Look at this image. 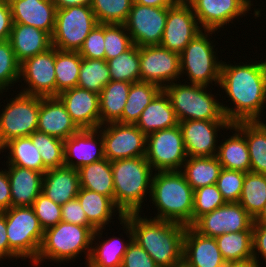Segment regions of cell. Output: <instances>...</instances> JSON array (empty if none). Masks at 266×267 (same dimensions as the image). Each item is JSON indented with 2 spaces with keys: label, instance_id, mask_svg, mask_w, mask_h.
Returning a JSON list of instances; mask_svg holds the SVG:
<instances>
[{
  "label": "cell",
  "instance_id": "1",
  "mask_svg": "<svg viewBox=\"0 0 266 267\" xmlns=\"http://www.w3.org/2000/svg\"><path fill=\"white\" fill-rule=\"evenodd\" d=\"M250 63L233 65L222 61L221 64L218 86L225 91L228 102L232 101L230 106L223 102L221 106L231 124L260 121L266 107V59Z\"/></svg>",
  "mask_w": 266,
  "mask_h": 267
},
{
  "label": "cell",
  "instance_id": "2",
  "mask_svg": "<svg viewBox=\"0 0 266 267\" xmlns=\"http://www.w3.org/2000/svg\"><path fill=\"white\" fill-rule=\"evenodd\" d=\"M145 213H128L135 240L155 261L158 267H177L183 264V238L186 225L173 221L147 218Z\"/></svg>",
  "mask_w": 266,
  "mask_h": 267
},
{
  "label": "cell",
  "instance_id": "3",
  "mask_svg": "<svg viewBox=\"0 0 266 267\" xmlns=\"http://www.w3.org/2000/svg\"><path fill=\"white\" fill-rule=\"evenodd\" d=\"M150 200L157 210L153 219L192 226L194 190L181 171L154 172Z\"/></svg>",
  "mask_w": 266,
  "mask_h": 267
},
{
  "label": "cell",
  "instance_id": "4",
  "mask_svg": "<svg viewBox=\"0 0 266 267\" xmlns=\"http://www.w3.org/2000/svg\"><path fill=\"white\" fill-rule=\"evenodd\" d=\"M114 203L122 213H141L146 195H151L153 169L145 156L111 162Z\"/></svg>",
  "mask_w": 266,
  "mask_h": 267
},
{
  "label": "cell",
  "instance_id": "5",
  "mask_svg": "<svg viewBox=\"0 0 266 267\" xmlns=\"http://www.w3.org/2000/svg\"><path fill=\"white\" fill-rule=\"evenodd\" d=\"M95 231L93 226H80L60 221L56 226L44 230L43 240L32 266L37 267L46 259L58 264L64 261H75L83 253L86 254L84 264H87Z\"/></svg>",
  "mask_w": 266,
  "mask_h": 267
},
{
  "label": "cell",
  "instance_id": "6",
  "mask_svg": "<svg viewBox=\"0 0 266 267\" xmlns=\"http://www.w3.org/2000/svg\"><path fill=\"white\" fill-rule=\"evenodd\" d=\"M184 83L175 81L163 89L170 98L178 122L228 121L223 113L221 102L210 90L208 92L210 89L208 86L191 84L187 81Z\"/></svg>",
  "mask_w": 266,
  "mask_h": 267
},
{
  "label": "cell",
  "instance_id": "7",
  "mask_svg": "<svg viewBox=\"0 0 266 267\" xmlns=\"http://www.w3.org/2000/svg\"><path fill=\"white\" fill-rule=\"evenodd\" d=\"M215 32V30H202L180 53L181 78L186 75L187 81H190L188 83L208 87L211 84L219 85L222 60L216 56L217 48L214 49V40L210 38Z\"/></svg>",
  "mask_w": 266,
  "mask_h": 267
},
{
  "label": "cell",
  "instance_id": "8",
  "mask_svg": "<svg viewBox=\"0 0 266 267\" xmlns=\"http://www.w3.org/2000/svg\"><path fill=\"white\" fill-rule=\"evenodd\" d=\"M7 226L9 248L19 259H30L31 265L37 258L44 230L32 206L10 207L3 212Z\"/></svg>",
  "mask_w": 266,
  "mask_h": 267
},
{
  "label": "cell",
  "instance_id": "9",
  "mask_svg": "<svg viewBox=\"0 0 266 267\" xmlns=\"http://www.w3.org/2000/svg\"><path fill=\"white\" fill-rule=\"evenodd\" d=\"M9 100L0 114V148L12 139L29 137L38 128L39 96L19 92Z\"/></svg>",
  "mask_w": 266,
  "mask_h": 267
},
{
  "label": "cell",
  "instance_id": "10",
  "mask_svg": "<svg viewBox=\"0 0 266 267\" xmlns=\"http://www.w3.org/2000/svg\"><path fill=\"white\" fill-rule=\"evenodd\" d=\"M97 24L91 6L57 9L52 46L63 51H79L86 37Z\"/></svg>",
  "mask_w": 266,
  "mask_h": 267
},
{
  "label": "cell",
  "instance_id": "11",
  "mask_svg": "<svg viewBox=\"0 0 266 267\" xmlns=\"http://www.w3.org/2000/svg\"><path fill=\"white\" fill-rule=\"evenodd\" d=\"M145 158L153 171H180L187 159L179 125L146 136Z\"/></svg>",
  "mask_w": 266,
  "mask_h": 267
},
{
  "label": "cell",
  "instance_id": "12",
  "mask_svg": "<svg viewBox=\"0 0 266 267\" xmlns=\"http://www.w3.org/2000/svg\"><path fill=\"white\" fill-rule=\"evenodd\" d=\"M140 81L150 82L164 89L181 81L180 54L161 45L139 47Z\"/></svg>",
  "mask_w": 266,
  "mask_h": 267
},
{
  "label": "cell",
  "instance_id": "13",
  "mask_svg": "<svg viewBox=\"0 0 266 267\" xmlns=\"http://www.w3.org/2000/svg\"><path fill=\"white\" fill-rule=\"evenodd\" d=\"M98 129L104 141V156L110 162L145 156L146 135L136 125L111 122Z\"/></svg>",
  "mask_w": 266,
  "mask_h": 267
},
{
  "label": "cell",
  "instance_id": "14",
  "mask_svg": "<svg viewBox=\"0 0 266 267\" xmlns=\"http://www.w3.org/2000/svg\"><path fill=\"white\" fill-rule=\"evenodd\" d=\"M19 79V82L24 81L26 85L18 92L39 97H56L55 47L21 62Z\"/></svg>",
  "mask_w": 266,
  "mask_h": 267
},
{
  "label": "cell",
  "instance_id": "15",
  "mask_svg": "<svg viewBox=\"0 0 266 267\" xmlns=\"http://www.w3.org/2000/svg\"><path fill=\"white\" fill-rule=\"evenodd\" d=\"M168 7H153L133 2L124 23L132 43L138 47L160 45Z\"/></svg>",
  "mask_w": 266,
  "mask_h": 267
},
{
  "label": "cell",
  "instance_id": "16",
  "mask_svg": "<svg viewBox=\"0 0 266 267\" xmlns=\"http://www.w3.org/2000/svg\"><path fill=\"white\" fill-rule=\"evenodd\" d=\"M254 218L238 203L229 202L201 216L192 227L201 235L216 238L224 233L253 231Z\"/></svg>",
  "mask_w": 266,
  "mask_h": 267
},
{
  "label": "cell",
  "instance_id": "17",
  "mask_svg": "<svg viewBox=\"0 0 266 267\" xmlns=\"http://www.w3.org/2000/svg\"><path fill=\"white\" fill-rule=\"evenodd\" d=\"M192 7L202 30H215L218 34L220 28L234 19H240L250 13L254 4L250 0H186Z\"/></svg>",
  "mask_w": 266,
  "mask_h": 267
},
{
  "label": "cell",
  "instance_id": "18",
  "mask_svg": "<svg viewBox=\"0 0 266 267\" xmlns=\"http://www.w3.org/2000/svg\"><path fill=\"white\" fill-rule=\"evenodd\" d=\"M202 29L191 5L186 0L168 7L165 29L160 45L180 54Z\"/></svg>",
  "mask_w": 266,
  "mask_h": 267
},
{
  "label": "cell",
  "instance_id": "19",
  "mask_svg": "<svg viewBox=\"0 0 266 267\" xmlns=\"http://www.w3.org/2000/svg\"><path fill=\"white\" fill-rule=\"evenodd\" d=\"M229 121L186 120L179 122L187 157H214L218 132L229 130Z\"/></svg>",
  "mask_w": 266,
  "mask_h": 267
},
{
  "label": "cell",
  "instance_id": "20",
  "mask_svg": "<svg viewBox=\"0 0 266 267\" xmlns=\"http://www.w3.org/2000/svg\"><path fill=\"white\" fill-rule=\"evenodd\" d=\"M104 158V141L99 129H79L64 140V166L66 167L78 170L84 165Z\"/></svg>",
  "mask_w": 266,
  "mask_h": 267
},
{
  "label": "cell",
  "instance_id": "21",
  "mask_svg": "<svg viewBox=\"0 0 266 267\" xmlns=\"http://www.w3.org/2000/svg\"><path fill=\"white\" fill-rule=\"evenodd\" d=\"M65 105L79 129L100 127L99 94L79 87L62 91L57 96Z\"/></svg>",
  "mask_w": 266,
  "mask_h": 267
},
{
  "label": "cell",
  "instance_id": "22",
  "mask_svg": "<svg viewBox=\"0 0 266 267\" xmlns=\"http://www.w3.org/2000/svg\"><path fill=\"white\" fill-rule=\"evenodd\" d=\"M183 264L186 267H224L215 238L201 235L192 226H186L183 238Z\"/></svg>",
  "mask_w": 266,
  "mask_h": 267
},
{
  "label": "cell",
  "instance_id": "23",
  "mask_svg": "<svg viewBox=\"0 0 266 267\" xmlns=\"http://www.w3.org/2000/svg\"><path fill=\"white\" fill-rule=\"evenodd\" d=\"M120 224L123 226L121 228H123L129 240L125 241L116 236L108 239L103 237L105 240H102L105 228L97 229L92 238V245H95L91 246V253L85 267H121L128 244L133 239V232L130 224L124 218L120 221Z\"/></svg>",
  "mask_w": 266,
  "mask_h": 267
},
{
  "label": "cell",
  "instance_id": "24",
  "mask_svg": "<svg viewBox=\"0 0 266 267\" xmlns=\"http://www.w3.org/2000/svg\"><path fill=\"white\" fill-rule=\"evenodd\" d=\"M13 23L39 28L51 36L55 29L56 5L54 0H8Z\"/></svg>",
  "mask_w": 266,
  "mask_h": 267
},
{
  "label": "cell",
  "instance_id": "25",
  "mask_svg": "<svg viewBox=\"0 0 266 267\" xmlns=\"http://www.w3.org/2000/svg\"><path fill=\"white\" fill-rule=\"evenodd\" d=\"M78 130L58 97H40L37 131L66 140Z\"/></svg>",
  "mask_w": 266,
  "mask_h": 267
},
{
  "label": "cell",
  "instance_id": "26",
  "mask_svg": "<svg viewBox=\"0 0 266 267\" xmlns=\"http://www.w3.org/2000/svg\"><path fill=\"white\" fill-rule=\"evenodd\" d=\"M7 167L5 169L11 187V207L32 206L42 192L44 174L15 165H7Z\"/></svg>",
  "mask_w": 266,
  "mask_h": 267
},
{
  "label": "cell",
  "instance_id": "27",
  "mask_svg": "<svg viewBox=\"0 0 266 267\" xmlns=\"http://www.w3.org/2000/svg\"><path fill=\"white\" fill-rule=\"evenodd\" d=\"M80 189L79 172L70 167L48 169L42 180V193L59 205L77 197Z\"/></svg>",
  "mask_w": 266,
  "mask_h": 267
},
{
  "label": "cell",
  "instance_id": "28",
  "mask_svg": "<svg viewBox=\"0 0 266 267\" xmlns=\"http://www.w3.org/2000/svg\"><path fill=\"white\" fill-rule=\"evenodd\" d=\"M9 41L19 63L52 47L48 32L21 23H13Z\"/></svg>",
  "mask_w": 266,
  "mask_h": 267
},
{
  "label": "cell",
  "instance_id": "29",
  "mask_svg": "<svg viewBox=\"0 0 266 267\" xmlns=\"http://www.w3.org/2000/svg\"><path fill=\"white\" fill-rule=\"evenodd\" d=\"M81 204L87 221L97 230L100 228H106L113 216L116 217L119 222L124 218L122 211L115 205L114 201L103 194L80 188L76 197ZM117 212V213H116ZM116 213V214H115Z\"/></svg>",
  "mask_w": 266,
  "mask_h": 267
},
{
  "label": "cell",
  "instance_id": "30",
  "mask_svg": "<svg viewBox=\"0 0 266 267\" xmlns=\"http://www.w3.org/2000/svg\"><path fill=\"white\" fill-rule=\"evenodd\" d=\"M135 125L146 136L179 125L170 98L164 90L143 110Z\"/></svg>",
  "mask_w": 266,
  "mask_h": 267
},
{
  "label": "cell",
  "instance_id": "31",
  "mask_svg": "<svg viewBox=\"0 0 266 267\" xmlns=\"http://www.w3.org/2000/svg\"><path fill=\"white\" fill-rule=\"evenodd\" d=\"M232 135L218 145L216 157L222 168L250 172V156L245 136L232 124ZM234 131V132H233Z\"/></svg>",
  "mask_w": 266,
  "mask_h": 267
},
{
  "label": "cell",
  "instance_id": "32",
  "mask_svg": "<svg viewBox=\"0 0 266 267\" xmlns=\"http://www.w3.org/2000/svg\"><path fill=\"white\" fill-rule=\"evenodd\" d=\"M233 125L246 138L250 172L266 175V125L261 121H240Z\"/></svg>",
  "mask_w": 266,
  "mask_h": 267
},
{
  "label": "cell",
  "instance_id": "33",
  "mask_svg": "<svg viewBox=\"0 0 266 267\" xmlns=\"http://www.w3.org/2000/svg\"><path fill=\"white\" fill-rule=\"evenodd\" d=\"M132 83L109 81L99 94L100 126L117 122L123 114Z\"/></svg>",
  "mask_w": 266,
  "mask_h": 267
},
{
  "label": "cell",
  "instance_id": "34",
  "mask_svg": "<svg viewBox=\"0 0 266 267\" xmlns=\"http://www.w3.org/2000/svg\"><path fill=\"white\" fill-rule=\"evenodd\" d=\"M78 172L80 188L103 194L114 201L113 172L111 162L107 158L84 165Z\"/></svg>",
  "mask_w": 266,
  "mask_h": 267
},
{
  "label": "cell",
  "instance_id": "35",
  "mask_svg": "<svg viewBox=\"0 0 266 267\" xmlns=\"http://www.w3.org/2000/svg\"><path fill=\"white\" fill-rule=\"evenodd\" d=\"M9 151H7V150ZM8 152L6 165H15L27 169H33L45 173L48 169L43 165V160L39 150L33 144L30 137L15 138L5 143L0 148V154Z\"/></svg>",
  "mask_w": 266,
  "mask_h": 267
},
{
  "label": "cell",
  "instance_id": "36",
  "mask_svg": "<svg viewBox=\"0 0 266 267\" xmlns=\"http://www.w3.org/2000/svg\"><path fill=\"white\" fill-rule=\"evenodd\" d=\"M222 165L217 157H187L180 170L193 190L216 184Z\"/></svg>",
  "mask_w": 266,
  "mask_h": 267
},
{
  "label": "cell",
  "instance_id": "37",
  "mask_svg": "<svg viewBox=\"0 0 266 267\" xmlns=\"http://www.w3.org/2000/svg\"><path fill=\"white\" fill-rule=\"evenodd\" d=\"M162 90L161 87L150 82L132 83L122 117L117 122L135 125L143 110Z\"/></svg>",
  "mask_w": 266,
  "mask_h": 267
},
{
  "label": "cell",
  "instance_id": "38",
  "mask_svg": "<svg viewBox=\"0 0 266 267\" xmlns=\"http://www.w3.org/2000/svg\"><path fill=\"white\" fill-rule=\"evenodd\" d=\"M215 239L226 262L245 261L253 258V231L224 233Z\"/></svg>",
  "mask_w": 266,
  "mask_h": 267
},
{
  "label": "cell",
  "instance_id": "39",
  "mask_svg": "<svg viewBox=\"0 0 266 267\" xmlns=\"http://www.w3.org/2000/svg\"><path fill=\"white\" fill-rule=\"evenodd\" d=\"M81 62L78 51L55 48L56 97L64 90L77 87Z\"/></svg>",
  "mask_w": 266,
  "mask_h": 267
},
{
  "label": "cell",
  "instance_id": "40",
  "mask_svg": "<svg viewBox=\"0 0 266 267\" xmlns=\"http://www.w3.org/2000/svg\"><path fill=\"white\" fill-rule=\"evenodd\" d=\"M238 203L255 218L266 203V175L246 172Z\"/></svg>",
  "mask_w": 266,
  "mask_h": 267
},
{
  "label": "cell",
  "instance_id": "41",
  "mask_svg": "<svg viewBox=\"0 0 266 267\" xmlns=\"http://www.w3.org/2000/svg\"><path fill=\"white\" fill-rule=\"evenodd\" d=\"M106 62L112 81L129 83L140 81L139 47L135 44L119 56Z\"/></svg>",
  "mask_w": 266,
  "mask_h": 267
},
{
  "label": "cell",
  "instance_id": "42",
  "mask_svg": "<svg viewBox=\"0 0 266 267\" xmlns=\"http://www.w3.org/2000/svg\"><path fill=\"white\" fill-rule=\"evenodd\" d=\"M111 81L106 60L82 58L77 87L100 94Z\"/></svg>",
  "mask_w": 266,
  "mask_h": 267
},
{
  "label": "cell",
  "instance_id": "43",
  "mask_svg": "<svg viewBox=\"0 0 266 267\" xmlns=\"http://www.w3.org/2000/svg\"><path fill=\"white\" fill-rule=\"evenodd\" d=\"M29 137L39 150L47 169L64 166V140L39 131H34Z\"/></svg>",
  "mask_w": 266,
  "mask_h": 267
},
{
  "label": "cell",
  "instance_id": "44",
  "mask_svg": "<svg viewBox=\"0 0 266 267\" xmlns=\"http://www.w3.org/2000/svg\"><path fill=\"white\" fill-rule=\"evenodd\" d=\"M134 0H92L91 8L98 24H124Z\"/></svg>",
  "mask_w": 266,
  "mask_h": 267
},
{
  "label": "cell",
  "instance_id": "45",
  "mask_svg": "<svg viewBox=\"0 0 266 267\" xmlns=\"http://www.w3.org/2000/svg\"><path fill=\"white\" fill-rule=\"evenodd\" d=\"M19 78L20 63L15 57L11 43L9 40L2 41L0 42V92H7L19 82Z\"/></svg>",
  "mask_w": 266,
  "mask_h": 267
},
{
  "label": "cell",
  "instance_id": "46",
  "mask_svg": "<svg viewBox=\"0 0 266 267\" xmlns=\"http://www.w3.org/2000/svg\"><path fill=\"white\" fill-rule=\"evenodd\" d=\"M133 45L124 24H104L105 60L115 58Z\"/></svg>",
  "mask_w": 266,
  "mask_h": 267
},
{
  "label": "cell",
  "instance_id": "47",
  "mask_svg": "<svg viewBox=\"0 0 266 267\" xmlns=\"http://www.w3.org/2000/svg\"><path fill=\"white\" fill-rule=\"evenodd\" d=\"M225 200L216 184L194 190L192 225L203 215L223 206Z\"/></svg>",
  "mask_w": 266,
  "mask_h": 267
},
{
  "label": "cell",
  "instance_id": "48",
  "mask_svg": "<svg viewBox=\"0 0 266 267\" xmlns=\"http://www.w3.org/2000/svg\"><path fill=\"white\" fill-rule=\"evenodd\" d=\"M244 179L243 171L221 169L216 185L226 203L239 201Z\"/></svg>",
  "mask_w": 266,
  "mask_h": 267
},
{
  "label": "cell",
  "instance_id": "49",
  "mask_svg": "<svg viewBox=\"0 0 266 267\" xmlns=\"http://www.w3.org/2000/svg\"><path fill=\"white\" fill-rule=\"evenodd\" d=\"M32 208L43 230L56 226L62 221L61 205L40 193L33 202Z\"/></svg>",
  "mask_w": 266,
  "mask_h": 267
},
{
  "label": "cell",
  "instance_id": "50",
  "mask_svg": "<svg viewBox=\"0 0 266 267\" xmlns=\"http://www.w3.org/2000/svg\"><path fill=\"white\" fill-rule=\"evenodd\" d=\"M104 24H97L86 37L78 53L82 58L105 60Z\"/></svg>",
  "mask_w": 266,
  "mask_h": 267
},
{
  "label": "cell",
  "instance_id": "51",
  "mask_svg": "<svg viewBox=\"0 0 266 267\" xmlns=\"http://www.w3.org/2000/svg\"><path fill=\"white\" fill-rule=\"evenodd\" d=\"M121 267H158L151 256L135 241L131 240L123 256Z\"/></svg>",
  "mask_w": 266,
  "mask_h": 267
},
{
  "label": "cell",
  "instance_id": "52",
  "mask_svg": "<svg viewBox=\"0 0 266 267\" xmlns=\"http://www.w3.org/2000/svg\"><path fill=\"white\" fill-rule=\"evenodd\" d=\"M61 215L63 222L80 226H92L87 221L86 214L77 198L61 205Z\"/></svg>",
  "mask_w": 266,
  "mask_h": 267
},
{
  "label": "cell",
  "instance_id": "53",
  "mask_svg": "<svg viewBox=\"0 0 266 267\" xmlns=\"http://www.w3.org/2000/svg\"><path fill=\"white\" fill-rule=\"evenodd\" d=\"M253 259L260 263L263 258L266 263V224H253ZM260 253V254H259ZM259 255L261 256L259 258ZM259 259V260H258Z\"/></svg>",
  "mask_w": 266,
  "mask_h": 267
},
{
  "label": "cell",
  "instance_id": "54",
  "mask_svg": "<svg viewBox=\"0 0 266 267\" xmlns=\"http://www.w3.org/2000/svg\"><path fill=\"white\" fill-rule=\"evenodd\" d=\"M13 26L11 7L8 0H0V42L7 41Z\"/></svg>",
  "mask_w": 266,
  "mask_h": 267
},
{
  "label": "cell",
  "instance_id": "55",
  "mask_svg": "<svg viewBox=\"0 0 266 267\" xmlns=\"http://www.w3.org/2000/svg\"><path fill=\"white\" fill-rule=\"evenodd\" d=\"M7 226L5 214L0 212V261L3 260H16L19 258L10 248L9 241L7 238Z\"/></svg>",
  "mask_w": 266,
  "mask_h": 267
},
{
  "label": "cell",
  "instance_id": "56",
  "mask_svg": "<svg viewBox=\"0 0 266 267\" xmlns=\"http://www.w3.org/2000/svg\"><path fill=\"white\" fill-rule=\"evenodd\" d=\"M11 207V187L7 170L0 169V212H4Z\"/></svg>",
  "mask_w": 266,
  "mask_h": 267
},
{
  "label": "cell",
  "instance_id": "57",
  "mask_svg": "<svg viewBox=\"0 0 266 267\" xmlns=\"http://www.w3.org/2000/svg\"><path fill=\"white\" fill-rule=\"evenodd\" d=\"M181 0H134V3L153 7H172Z\"/></svg>",
  "mask_w": 266,
  "mask_h": 267
},
{
  "label": "cell",
  "instance_id": "58",
  "mask_svg": "<svg viewBox=\"0 0 266 267\" xmlns=\"http://www.w3.org/2000/svg\"><path fill=\"white\" fill-rule=\"evenodd\" d=\"M92 0H54L56 9H65L72 6H91Z\"/></svg>",
  "mask_w": 266,
  "mask_h": 267
},
{
  "label": "cell",
  "instance_id": "59",
  "mask_svg": "<svg viewBox=\"0 0 266 267\" xmlns=\"http://www.w3.org/2000/svg\"><path fill=\"white\" fill-rule=\"evenodd\" d=\"M224 267H261L253 258L245 261L226 262Z\"/></svg>",
  "mask_w": 266,
  "mask_h": 267
},
{
  "label": "cell",
  "instance_id": "60",
  "mask_svg": "<svg viewBox=\"0 0 266 267\" xmlns=\"http://www.w3.org/2000/svg\"><path fill=\"white\" fill-rule=\"evenodd\" d=\"M254 224H266V203L260 213L254 218Z\"/></svg>",
  "mask_w": 266,
  "mask_h": 267
},
{
  "label": "cell",
  "instance_id": "61",
  "mask_svg": "<svg viewBox=\"0 0 266 267\" xmlns=\"http://www.w3.org/2000/svg\"><path fill=\"white\" fill-rule=\"evenodd\" d=\"M263 120V121H262ZM261 122L263 123V124H265L266 125V120L264 121V118L263 119H261Z\"/></svg>",
  "mask_w": 266,
  "mask_h": 267
},
{
  "label": "cell",
  "instance_id": "62",
  "mask_svg": "<svg viewBox=\"0 0 266 267\" xmlns=\"http://www.w3.org/2000/svg\"><path fill=\"white\" fill-rule=\"evenodd\" d=\"M177 267H186L184 264H182V265H179V266H177Z\"/></svg>",
  "mask_w": 266,
  "mask_h": 267
}]
</instances>
